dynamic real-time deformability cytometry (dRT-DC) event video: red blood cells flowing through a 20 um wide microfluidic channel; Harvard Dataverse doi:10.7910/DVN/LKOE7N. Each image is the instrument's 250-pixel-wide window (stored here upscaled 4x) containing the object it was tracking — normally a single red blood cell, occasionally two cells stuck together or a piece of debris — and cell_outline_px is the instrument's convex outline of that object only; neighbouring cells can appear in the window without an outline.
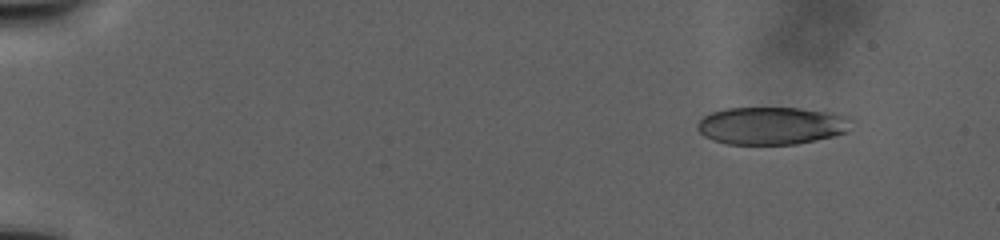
{"species": "human", "species_latin": "Homo sapiens", "temperature_condition": "warm", "stored_images_in_passage": 73, "camera_frame_rate_fps": 3000, "um_per_image_px": 0.085, "donor": {"sex": "male"}, "frame": {"image": 1, "passage_image": 3, "time_ms": 0.667, "image_size_px": [1000, 240], "cell_outline_px": [[852, 120], [848, 132], [816, 140], [796, 144], [728, 144], [712, 140], [704, 136], [696, 128], [696, 124], [704, 116], [712, 112], [724, 108], [800, 108], [828, 112], [848, 116]], "centroid_in_image_um": [65.57, 10.68], "position_along_channel_um": 19.4, "area_um2": 33.87}}
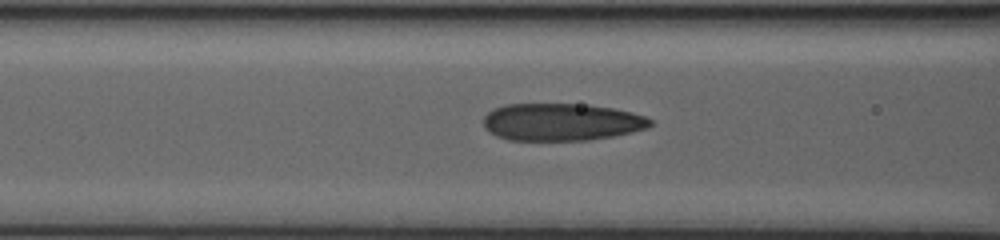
{"frame": {"image": 2, "passage_image": 42, "time_ms": 15.333, "image_size_px": [1000, 240], "cell_outline_px": [[652, 124], [648, 128], [632, 132], [612, 136], [588, 140], [508, 140], [496, 136], [488, 132], [484, 128], [484, 116], [492, 108], [504, 104], [588, 104], [612, 108], [632, 112], [644, 116], [652, 120]], "centroid_in_image_um": [47.7, 10.37], "position_along_channel_um": 118.9, "area_um2": 36.59}}
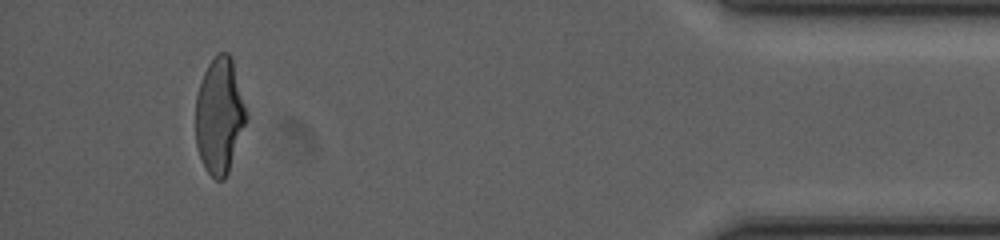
{"frame": {"image": 3, "passage_image": 71, "time_ms": 36.333, "image_size_px": [1000, 240], "cell_outline_px": [[248, 120], [228, 172], [224, 180], [216, 180], [204, 168], [196, 144], [196, 96], [204, 72], [208, 64], [216, 52], [228, 52], [232, 56], [248, 112]], "centroid_in_image_um": [18.68, 9.8], "position_along_channel_um": 416.5, "area_um2": 34.74}}